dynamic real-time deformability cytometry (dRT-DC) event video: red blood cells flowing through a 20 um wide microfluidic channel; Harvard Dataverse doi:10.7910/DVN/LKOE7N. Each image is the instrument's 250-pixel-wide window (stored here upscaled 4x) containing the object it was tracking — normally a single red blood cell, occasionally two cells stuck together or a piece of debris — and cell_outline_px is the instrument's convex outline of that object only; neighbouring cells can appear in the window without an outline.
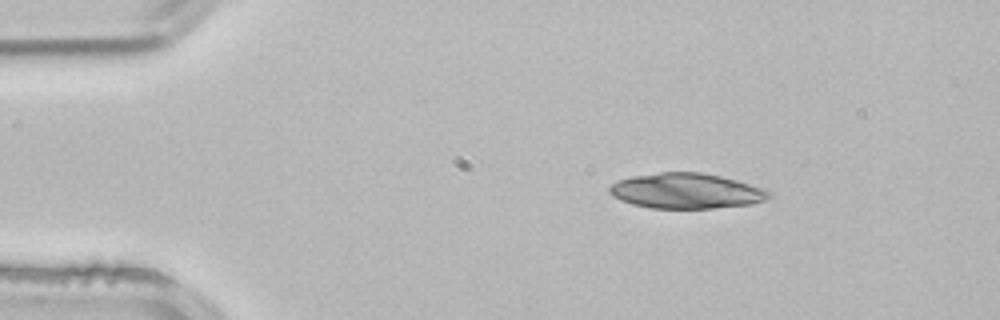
{"species": "common noctule bat (a hibernating species)", "species_latin": "Nyctalus noctula", "temperature_condition": "room temperature", "stored_images_in_passage": 3, "segment_of_instrument_passage": [1, 2], "camera_frame_rate_fps": 3000, "um_per_image_px": 0.085, "animal": {"sex": "male", "body_mass_g": 21.5, "forearm_length_mm": 52.0}, "frame": {"image": 1, "passage_image": 1, "time_ms": 0.0, "image_size_px": [1000, 320], "cell_outline_px": [[772, 196], [764, 200], [752, 204], [712, 208], [652, 208], [632, 204], [620, 200], [612, 196], [608, 192], [608, 188], [612, 184], [620, 180], [632, 176], [660, 172], [700, 172], [720, 176], [736, 180], [764, 188]], "centroid_in_image_um": [58.31, 16.23], "position_along_channel_um": 26.7, "area_um2": 32.71}}